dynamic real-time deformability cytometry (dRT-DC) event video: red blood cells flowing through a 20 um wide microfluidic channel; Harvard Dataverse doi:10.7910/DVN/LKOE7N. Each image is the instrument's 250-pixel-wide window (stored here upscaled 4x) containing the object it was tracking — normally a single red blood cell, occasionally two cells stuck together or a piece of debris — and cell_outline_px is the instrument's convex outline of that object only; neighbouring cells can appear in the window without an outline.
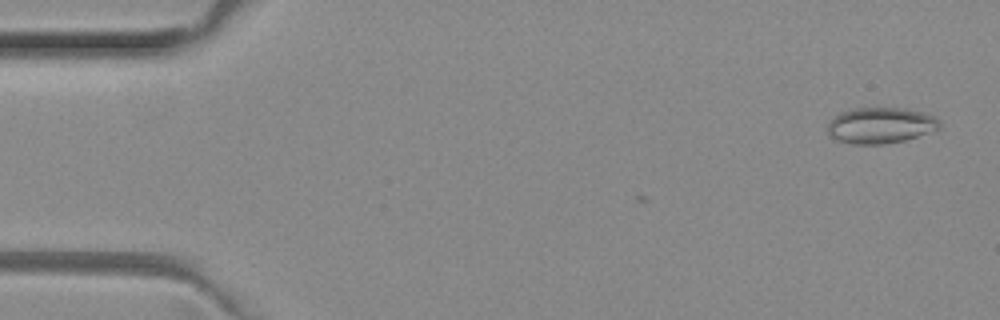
{"species": "common noctule bat (a hibernating species)", "species_latin": "Nyctalus noctula", "temperature_condition": "room temperature", "stored_images_in_passage": 3, "camera_frame_rate_fps": 3000, "um_per_image_px": 0.085, "animal": {"sex": "female", "body_mass_g": 29.2, "forearm_length_mm": 56.3}, "frame": {"image": 1, "passage_image": 3, "time_ms": 0.667, "image_size_px": [1000, 320], "cell_outline_px": [[940, 128], [904, 140], [884, 144], [852, 144], [836, 140], [828, 136], [828, 124], [840, 112], [852, 108], [904, 108], [920, 112], [932, 116], [940, 120]], "centroid_in_image_um": [74.8, 10.66], "position_along_channel_um": 10.2, "area_um2": 23.29}}